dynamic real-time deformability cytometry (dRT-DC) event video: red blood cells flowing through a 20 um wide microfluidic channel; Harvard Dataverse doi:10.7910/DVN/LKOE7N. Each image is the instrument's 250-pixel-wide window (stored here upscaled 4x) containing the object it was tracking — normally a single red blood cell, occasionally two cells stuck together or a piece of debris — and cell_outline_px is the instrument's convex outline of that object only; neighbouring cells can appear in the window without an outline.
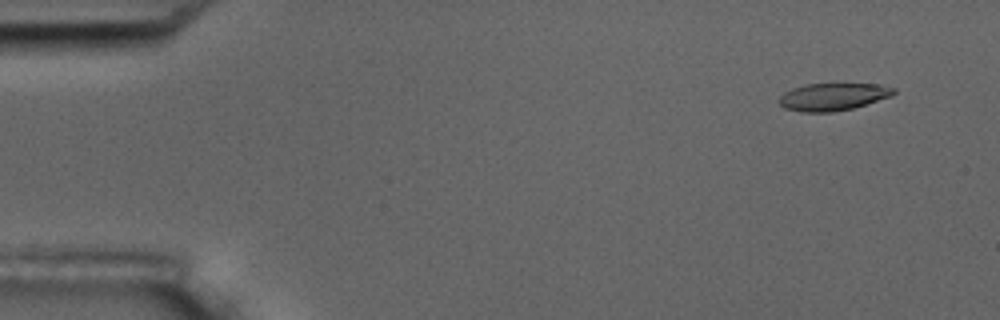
{"species": "common noctule bat (a hibernating species)", "species_latin": "Nyctalus noctula", "temperature_condition": "room temperature", "stored_images_in_passage": 5, "camera_frame_rate_fps": 3000, "um_per_image_px": 0.085, "animal": {"sex": "male", "body_mass_g": 17.5, "forearm_length_mm": 52.3}, "frame": {"image": 1, "passage_image": 1, "time_ms": 0.0, "image_size_px": [1000, 320], "cell_outline_px": [[896, 92], [892, 96], [852, 108], [832, 112], [804, 112], [784, 108], [780, 104], [780, 96], [784, 92], [792, 88], [808, 84], [876, 84], [896, 88]], "centroid_in_image_um": [70.81, 8.22], "position_along_channel_um": 14.2, "area_um2": 18.15}}
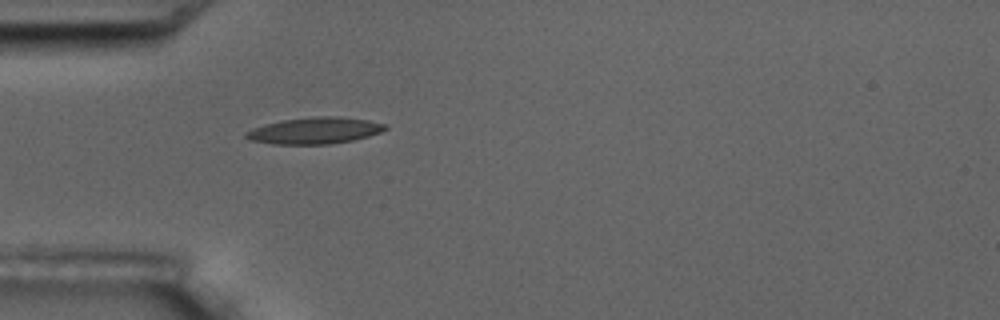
{"frame": {"image": 2, "passage_image": 5, "time_ms": 4.333, "image_size_px": [1000, 320], "cell_outline_px": [[388, 128], [380, 132], [368, 136], [352, 140], [328, 144], [272, 144], [248, 140], [244, 136], [244, 132], [252, 128], [264, 124], [284, 120], [312, 116], [340, 116], [368, 120], [388, 124]], "centroid_in_image_um": [26.73, 11.09], "position_along_channel_um": 58.3, "area_um2": 21.68}}